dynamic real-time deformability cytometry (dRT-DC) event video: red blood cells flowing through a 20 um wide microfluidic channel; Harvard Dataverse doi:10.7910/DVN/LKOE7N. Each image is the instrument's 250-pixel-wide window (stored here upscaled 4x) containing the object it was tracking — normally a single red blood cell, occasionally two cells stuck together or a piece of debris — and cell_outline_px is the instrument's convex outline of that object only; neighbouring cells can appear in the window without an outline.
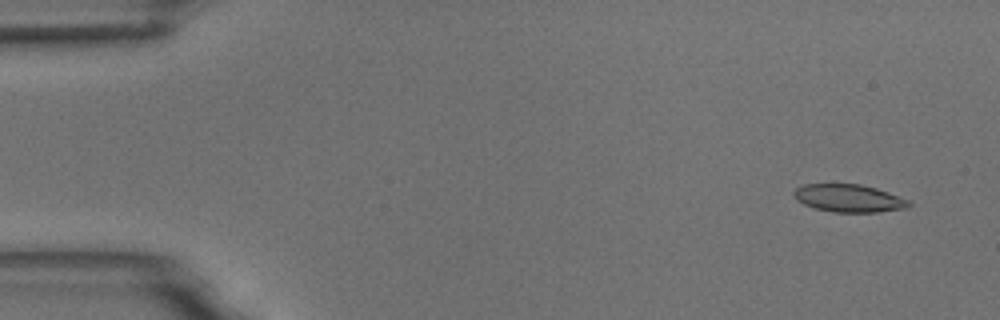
{"species": "common noctule bat (a hibernating species)", "species_latin": "Nyctalus noctula", "temperature_condition": "room temperature", "stored_images_in_passage": 4, "camera_frame_rate_fps": 3000, "um_per_image_px": 0.085, "animal": {"sex": "male", "body_mass_g": 18.8}, "frame": {"image": 1, "passage_image": 1, "time_ms": 0.0, "image_size_px": [1000, 320], "cell_outline_px": [[912, 204], [908, 208], [876, 212], [832, 212], [816, 208], [804, 204], [796, 200], [792, 192], [796, 188], [804, 184], [860, 184], [876, 188], [908, 200]], "centroid_in_image_um": [72.13, 16.85], "position_along_channel_um": 12.9, "area_um2": 18.5}}